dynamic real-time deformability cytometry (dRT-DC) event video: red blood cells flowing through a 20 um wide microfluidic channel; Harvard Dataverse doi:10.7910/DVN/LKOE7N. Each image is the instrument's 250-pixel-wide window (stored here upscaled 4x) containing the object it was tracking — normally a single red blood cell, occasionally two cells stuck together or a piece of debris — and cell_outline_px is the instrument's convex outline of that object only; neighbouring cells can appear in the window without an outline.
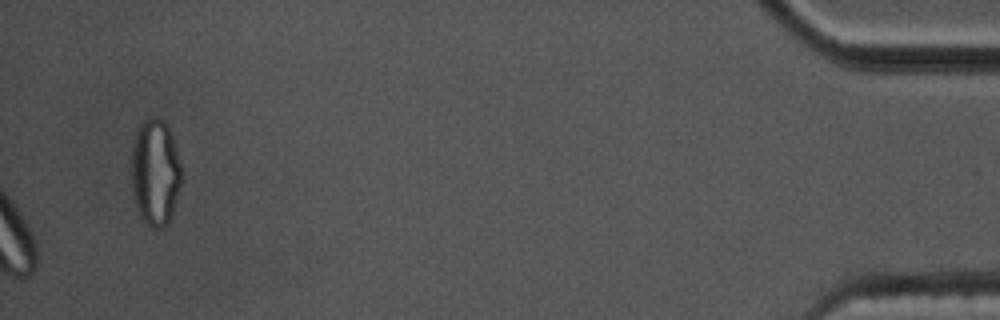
{"species": "common noctule bat (a hibernating species)", "species_latin": "Nyctalus noctula", "temperature_condition": "cold", "stored_images_in_passage": 43, "camera_frame_rate_fps": 3000, "um_per_image_px": 0.085, "animal": {"sex": "male", "body_mass_g": 17.5, "forearm_length_mm": 52.3}, "frame": {"image": 1, "passage_image": 43, "time_ms": 14.0, "image_size_px": [1000, 320], "cell_outline_px": [[180, 184], [176, 200], [168, 224], [164, 228], [152, 228], [140, 216], [136, 208], [132, 192], [132, 148], [136, 132], [140, 124], [148, 116], [156, 116], [164, 120], [168, 124], [172, 136], [180, 164]], "centroid_in_image_um": [13.18, 14.62], "position_along_channel_um": 422.0, "area_um2": 31.1}, "authors_computed_cell_mechanics": {"area_um2": 18.6116, "velocity_mm_per_s": 3.5246, "shape_relaxation_time_tau1_ms": null, "shape_relaxation_time_tau2_ms": 1.6378, "deformation_change_tau1": null, "deformation_change_tau2": 0.0524}}